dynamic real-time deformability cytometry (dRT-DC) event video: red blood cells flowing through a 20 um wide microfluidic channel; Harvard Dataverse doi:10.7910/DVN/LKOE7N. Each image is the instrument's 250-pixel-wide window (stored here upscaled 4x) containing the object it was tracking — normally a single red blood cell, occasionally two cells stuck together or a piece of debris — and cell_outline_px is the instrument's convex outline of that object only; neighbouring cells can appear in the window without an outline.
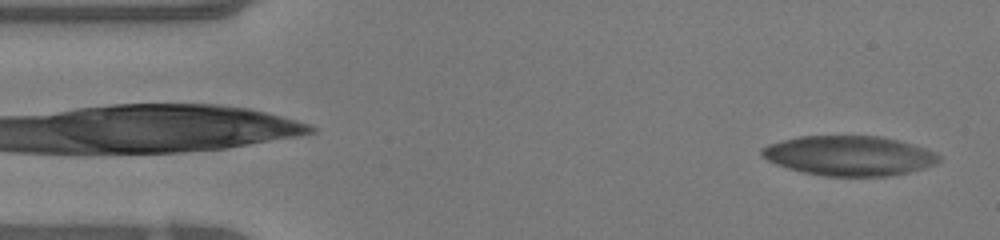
{"species": "human", "species_latin": "Homo sapiens", "temperature_condition": "warm", "stored_images_in_passage": 13, "camera_frame_rate_fps": 3000, "um_per_image_px": 0.085, "donor": {"sex": "female"}, "frame": {"image": 1, "passage_image": 2, "time_ms": 0.333, "image_size_px": [1000, 240], "cell_outline_px": [[940, 160], [936, 164], [924, 168], [908, 172], [888, 176], [824, 176], [804, 172], [788, 168], [776, 164], [760, 156], [760, 148], [768, 144], [800, 136], [880, 136], [900, 140], [928, 148], [936, 152], [940, 156]], "centroid_in_image_um": [72.21, 13.23], "position_along_channel_um": 12.8, "area_um2": 41.33}}
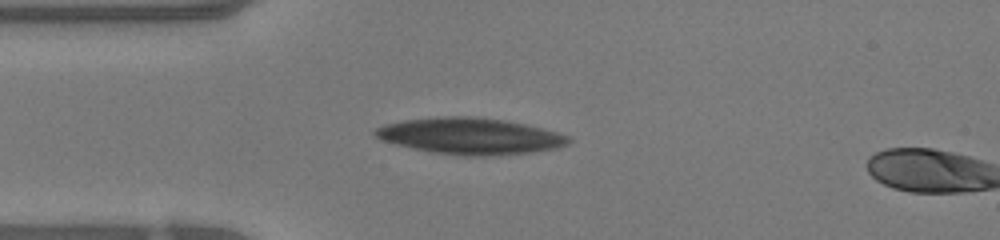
{"frame": {"image": 2, "passage_image": 11, "time_ms": 3.333, "image_size_px": [1000, 240], "cell_outline_px": [[572, 140], [568, 144], [560, 148], [536, 152], [500, 156], [464, 156], [432, 152], [396, 144], [380, 140], [372, 132], [376, 128], [384, 124], [404, 120], [444, 116], [476, 116], [508, 120], [556, 132], [568, 136]], "centroid_in_image_um": [40.0, 11.57], "position_along_channel_um": 45.0, "area_um2": 41.38}}